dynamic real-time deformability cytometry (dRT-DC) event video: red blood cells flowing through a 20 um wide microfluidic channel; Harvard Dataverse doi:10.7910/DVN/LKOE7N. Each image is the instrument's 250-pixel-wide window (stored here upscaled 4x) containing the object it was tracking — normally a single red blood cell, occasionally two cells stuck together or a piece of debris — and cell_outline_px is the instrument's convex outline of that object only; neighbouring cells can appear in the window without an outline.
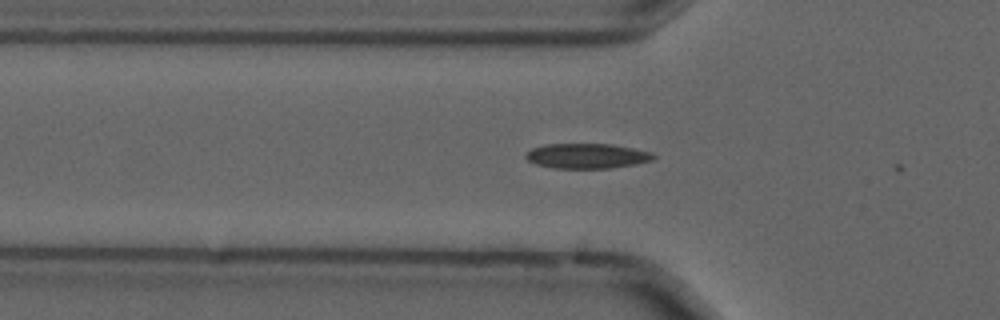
{"species": "common noctule bat (a hibernating species)", "species_latin": "Nyctalus noctula", "temperature_condition": "cold", "stored_images_in_passage": 10, "camera_frame_rate_fps": 3000, "um_per_image_px": 0.085, "animal": {"sex": "male", "forearm_length_mm": 52.5}, "frame": {"image": 1, "passage_image": 4, "time_ms": 1.0, "image_size_px": [1000, 320], "cell_outline_px": [[656, 156], [652, 160], [636, 164], [608, 168], [552, 168], [536, 164], [528, 160], [524, 156], [532, 148], [548, 144], [612, 144], [652, 152]], "centroid_in_image_um": [49.9, 13.25], "position_along_channel_um": 75.9, "area_um2": 18.5}}
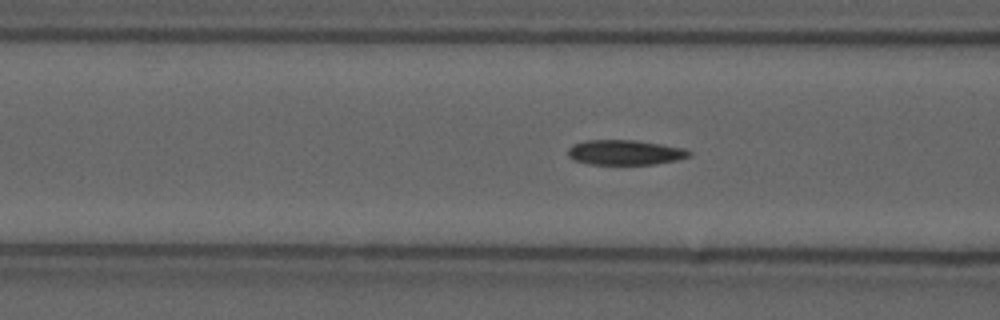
{"frame": {"image": 2, "passage_image": 7, "time_ms": 2.0, "image_size_px": [1000, 320], "cell_outline_px": [[692, 156], [676, 160], [656, 164], [588, 164], [572, 160], [568, 156], [568, 148], [572, 144], [588, 140], [636, 140], [684, 148], [692, 152]], "centroid_in_image_um": [53.12, 12.96], "position_along_channel_um": 113.5, "area_um2": 17.74}}